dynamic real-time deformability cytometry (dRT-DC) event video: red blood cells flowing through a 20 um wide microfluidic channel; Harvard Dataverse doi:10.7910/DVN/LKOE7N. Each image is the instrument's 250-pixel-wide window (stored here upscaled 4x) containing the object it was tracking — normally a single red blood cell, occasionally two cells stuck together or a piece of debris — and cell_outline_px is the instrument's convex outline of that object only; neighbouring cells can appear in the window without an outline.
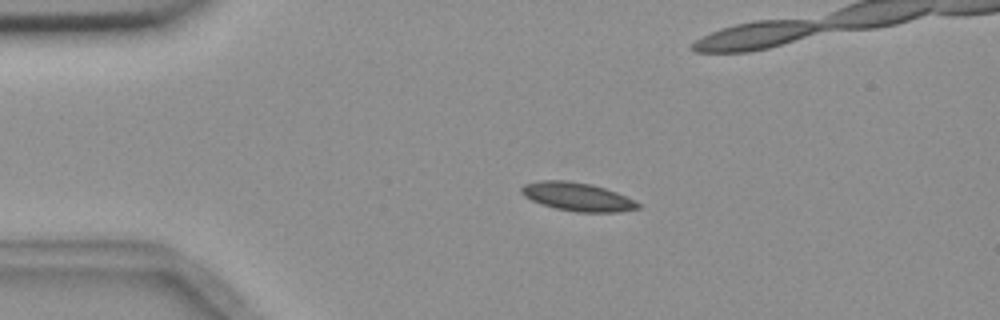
{"species": "common noctule bat (a hibernating species)", "species_latin": "Nyctalus noctula", "temperature_condition": "room temperature", "stored_images_in_passage": 5, "camera_frame_rate_fps": 3000, "um_per_image_px": 0.085, "animal": {"sex": "female", "body_mass_g": 18.4}, "frame": {"image": 1, "passage_image": 3, "time_ms": 2.333, "image_size_px": [1000, 320], "cell_outline_px": [[640, 208], [620, 212], [576, 212], [556, 208], [540, 204], [524, 196], [520, 192], [520, 188], [524, 184], [540, 180], [568, 180], [592, 184], [616, 192], [636, 200], [640, 204]], "centroid_in_image_um": [49.08, 16.72], "position_along_channel_um": 35.9, "area_um2": 19.48}}